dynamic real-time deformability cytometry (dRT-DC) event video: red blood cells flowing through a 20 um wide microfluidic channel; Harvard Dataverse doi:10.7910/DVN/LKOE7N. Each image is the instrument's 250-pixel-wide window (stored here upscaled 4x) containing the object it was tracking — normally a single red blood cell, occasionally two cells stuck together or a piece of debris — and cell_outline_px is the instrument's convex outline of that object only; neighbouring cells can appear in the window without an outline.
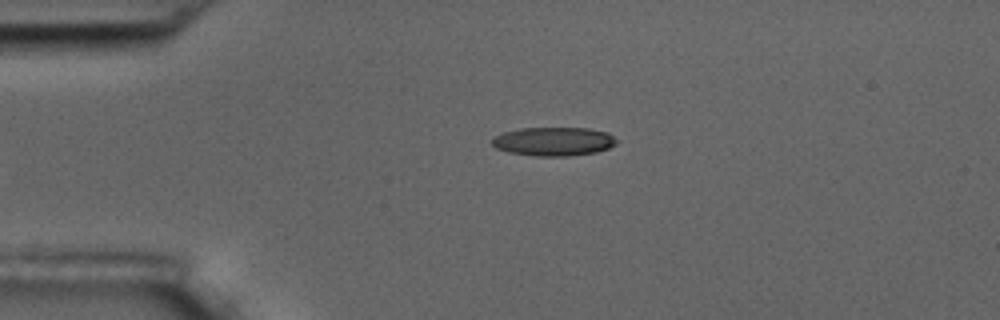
{"species": "common noctule bat (a hibernating species)", "species_latin": "Nyctalus noctula", "temperature_condition": "room temperature", "stored_images_in_passage": 5, "camera_frame_rate_fps": 3000, "um_per_image_px": 0.085, "animal": {"sex": "male", "body_mass_g": 17.5, "forearm_length_mm": 52.3}, "frame": {"image": 1, "passage_image": 5, "time_ms": 5.333, "image_size_px": [1000, 320], "cell_outline_px": [[620, 140], [616, 144], [608, 148], [596, 152], [568, 156], [536, 156], [508, 152], [496, 148], [492, 144], [492, 140], [496, 136], [504, 132], [520, 128], [588, 128], [608, 132]], "centroid_in_image_um": [47.11, 12.02], "position_along_channel_um": 37.9, "area_um2": 20.92}}